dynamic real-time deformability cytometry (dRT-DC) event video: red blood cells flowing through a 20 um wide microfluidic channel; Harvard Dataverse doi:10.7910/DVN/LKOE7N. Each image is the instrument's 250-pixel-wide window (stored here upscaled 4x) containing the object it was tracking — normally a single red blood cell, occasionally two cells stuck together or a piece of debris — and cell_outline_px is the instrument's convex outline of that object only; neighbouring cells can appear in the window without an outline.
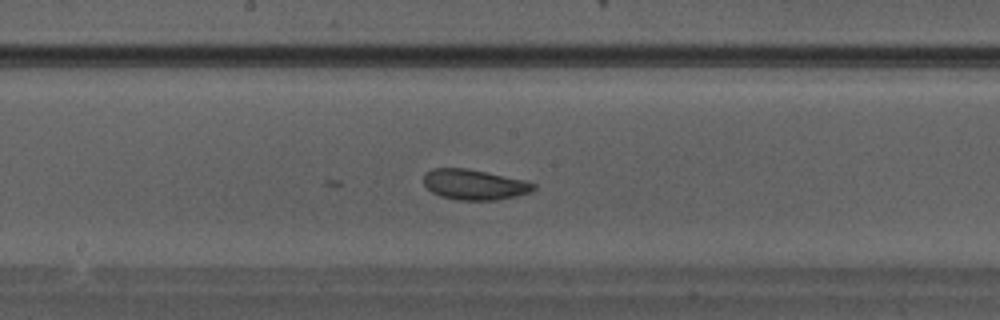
{"species": "Egyptian fruit bat (a non-hibernating species)", "species_latin": "Rousettus aegyptiacus", "temperature_condition": "warm", "stored_images_in_passage": 27, "camera_frame_rate_fps": 3000, "um_per_image_px": 0.085, "animal": {"sex": "male"}, "frame": {"image": 1, "passage_image": 16, "time_ms": 5.0, "image_size_px": [1000, 320], "cell_outline_px": [[536, 188], [532, 192], [516, 196], [496, 200], [456, 200], [440, 196], [432, 192], [424, 184], [424, 172], [432, 168], [468, 168], [524, 180], [536, 184]], "centroid_in_image_um": [40.31, 15.69], "position_along_channel_um": 207.9, "area_um2": 19.59}}